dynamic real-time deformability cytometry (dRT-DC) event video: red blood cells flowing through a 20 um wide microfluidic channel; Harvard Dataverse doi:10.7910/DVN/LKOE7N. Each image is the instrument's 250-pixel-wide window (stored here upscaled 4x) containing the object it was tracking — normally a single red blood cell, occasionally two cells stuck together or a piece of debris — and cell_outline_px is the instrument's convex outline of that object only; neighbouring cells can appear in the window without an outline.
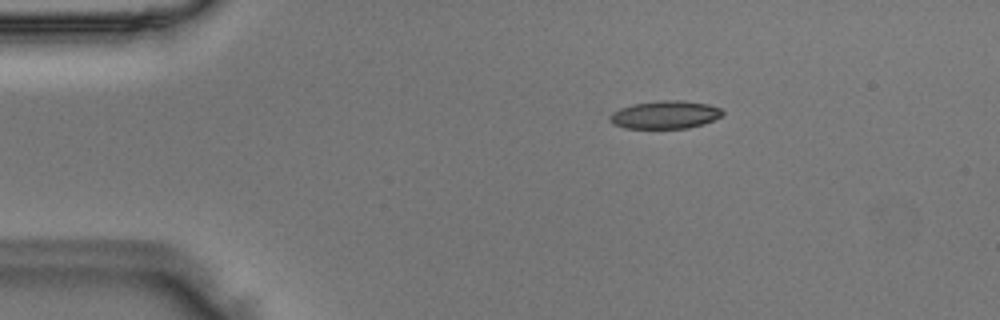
{"species": "Egyptian fruit bat (a non-hibernating species)", "species_latin": "Rousettus aegyptiacus", "temperature_condition": "room temperature", "stored_images_in_passage": 43, "camera_frame_rate_fps": 3000, "um_per_image_px": 0.085, "animal": {"sex": "male"}, "frame": {"image": 1, "passage_image": 1, "time_ms": 0.0, "image_size_px": [1000, 320], "cell_outline_px": [[724, 112], [720, 116], [704, 124], [688, 128], [624, 128], [612, 124], [608, 120], [608, 116], [612, 112], [620, 108], [632, 104], [660, 100], [680, 100], [708, 104], [720, 108]], "centroid_in_image_um": [56.48, 9.75], "position_along_channel_um": 28.5, "area_um2": 18.44}}
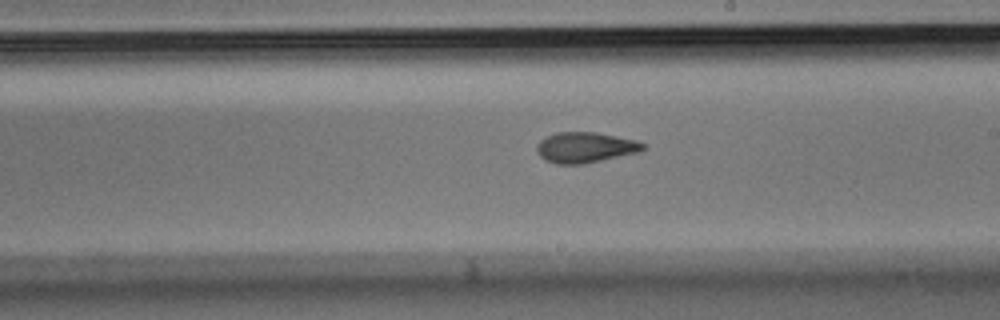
{"frame": {"image": 2, "passage_image": 21, "time_ms": 6.667, "image_size_px": [1000, 320], "cell_outline_px": [[648, 148], [640, 152], [584, 164], [556, 164], [544, 160], [540, 156], [536, 148], [536, 144], [540, 140], [556, 132], [596, 132], [636, 140], [644, 144]], "centroid_in_image_um": [49.76, 12.54], "position_along_channel_um": 239.2, "area_um2": 19.07}}
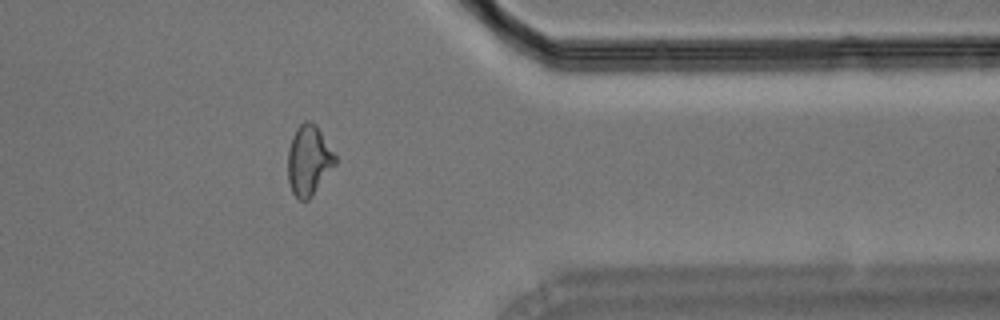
{"frame": {"image": 3, "passage_image": 33, "time_ms": 10.667, "image_size_px": [1000, 320], "cell_outline_px": [[336, 164], [312, 196], [308, 200], [300, 200], [292, 192], [288, 180], [288, 148], [292, 136], [296, 128], [304, 120], [312, 120], [316, 124], [336, 156]], "centroid_in_image_um": [26.24, 13.6], "position_along_channel_um": 385.2, "area_um2": 19.42}}